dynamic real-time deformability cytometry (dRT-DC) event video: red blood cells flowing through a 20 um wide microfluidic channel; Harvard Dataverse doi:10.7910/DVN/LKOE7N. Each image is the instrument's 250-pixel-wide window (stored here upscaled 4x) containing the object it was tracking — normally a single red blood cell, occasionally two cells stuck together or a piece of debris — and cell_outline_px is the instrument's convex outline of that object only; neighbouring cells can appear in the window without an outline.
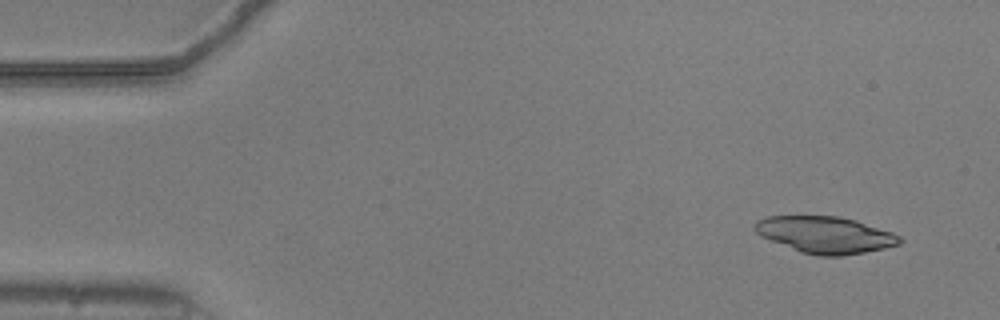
{"species": "common noctule bat (a hibernating species)", "species_latin": "Nyctalus noctula", "temperature_condition": "warm", "stored_images_in_passage": 53, "camera_frame_rate_fps": 3000, "um_per_image_px": 0.085, "animal": {"sex": "male", "body_mass_g": 20.5, "forearm_length_mm": 52.5}, "frame": {"image": 1, "passage_image": 4, "time_ms": 1.0, "image_size_px": [1000, 320], "cell_outline_px": [[904, 240], [900, 244], [884, 248], [864, 252], [840, 256], [816, 256], [800, 252], [760, 236], [752, 228], [752, 224], [756, 220], [764, 216], [840, 216], [856, 220], [892, 232], [900, 236]], "centroid_in_image_um": [70.11, 19.95], "position_along_channel_um": 14.9, "area_um2": 31.27}}